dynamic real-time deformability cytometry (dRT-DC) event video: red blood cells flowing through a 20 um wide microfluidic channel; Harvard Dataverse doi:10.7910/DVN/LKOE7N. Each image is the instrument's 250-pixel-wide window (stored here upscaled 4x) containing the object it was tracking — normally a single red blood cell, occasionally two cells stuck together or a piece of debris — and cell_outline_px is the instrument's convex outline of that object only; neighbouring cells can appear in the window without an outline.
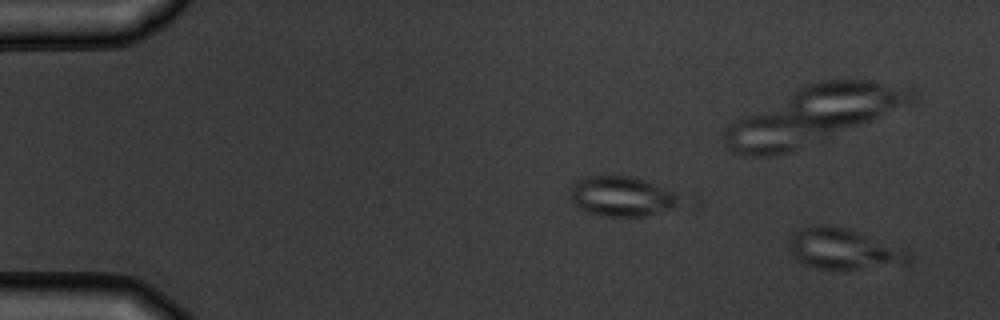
{"species": "common noctule bat (a hibernating species)", "species_latin": "Nyctalus noctula", "temperature_condition": "warm", "stored_images_in_passage": 5, "camera_frame_rate_fps": 3000, "um_per_image_px": 0.085, "animal": {"sex": "male", "body_mass_g": 19.5, "forearm_length_mm": 54.6}, "frame": {"image": 1, "passage_image": 1, "time_ms": 0.0, "image_size_px": [1000, 320], "cell_outline_px": [[916, 260], [908, 264], [852, 268], [816, 268], [804, 264], [796, 260], [788, 252], [788, 240], [796, 232], [804, 228], [820, 224], [828, 224], [848, 228], [908, 248], [912, 252]], "centroid_in_image_um": [71.8, 21.14], "position_along_channel_um": 13.2, "area_um2": 29.02}}